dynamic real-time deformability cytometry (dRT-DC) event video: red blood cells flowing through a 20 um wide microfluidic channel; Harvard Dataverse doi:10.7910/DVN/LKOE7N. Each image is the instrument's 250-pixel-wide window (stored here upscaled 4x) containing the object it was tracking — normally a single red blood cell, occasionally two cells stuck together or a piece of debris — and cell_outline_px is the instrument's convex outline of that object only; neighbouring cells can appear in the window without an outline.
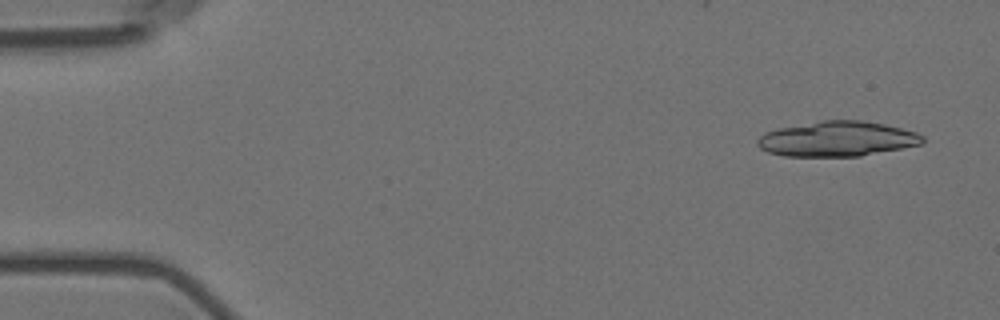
{"species": "Egyptian fruit bat (a non-hibernating species)", "species_latin": "Rousettus aegyptiacus", "temperature_condition": "room temperature", "stored_images_in_passage": 6, "camera_frame_rate_fps": 3000, "um_per_image_px": 0.085, "animal": {"sex": "female"}, "frame": {"image": 1, "passage_image": 1, "time_ms": 0.0, "image_size_px": [1000, 320], "cell_outline_px": [[924, 144], [860, 156], [784, 156], [768, 152], [760, 148], [756, 144], [756, 140], [764, 132], [780, 128], [824, 120], [860, 120], [884, 124], [916, 132], [924, 136]], "centroid_in_image_um": [71.17, 11.81], "position_along_channel_um": 13.8, "area_um2": 33.7}}